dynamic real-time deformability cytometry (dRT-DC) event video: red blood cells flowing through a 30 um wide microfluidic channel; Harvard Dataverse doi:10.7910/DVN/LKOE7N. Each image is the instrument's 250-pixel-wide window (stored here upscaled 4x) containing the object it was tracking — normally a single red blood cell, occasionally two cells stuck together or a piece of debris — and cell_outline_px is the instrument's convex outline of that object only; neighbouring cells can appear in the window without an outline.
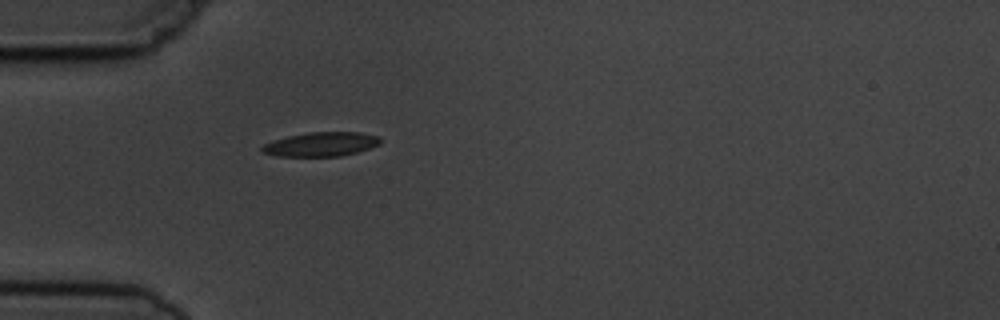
{"species": "common noctule bat (a hibernating species)", "species_latin": "Nyctalus noctula", "temperature_condition": "cold", "stored_images_in_passage": 1, "camera_frame_rate_fps": 3000, "um_per_image_px": 0.085, "animal": {"sex": "male", "body_mass_g": 19.5, "forearm_length_mm": 54.6}, "frame": {"image": 1, "passage_image": 1, "time_ms": 0.0, "image_size_px": [1000, 320], "cell_outline_px": [[380, 144], [356, 152], [340, 156], [276, 156], [264, 152], [260, 148], [264, 144], [272, 140], [288, 136], [308, 132], [360, 132], [380, 136]], "centroid_in_image_um": [27.29, 12.25], "position_along_channel_um": 57.7, "area_um2": 16.59}}